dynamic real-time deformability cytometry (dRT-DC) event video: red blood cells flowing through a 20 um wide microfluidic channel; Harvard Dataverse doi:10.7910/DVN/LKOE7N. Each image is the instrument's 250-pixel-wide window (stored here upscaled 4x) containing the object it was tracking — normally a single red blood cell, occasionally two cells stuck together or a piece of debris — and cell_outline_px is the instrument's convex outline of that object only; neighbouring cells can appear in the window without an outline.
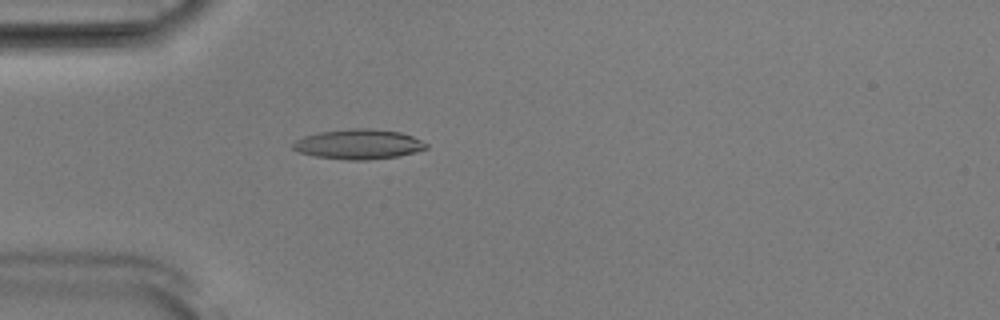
{"species": "Egyptian fruit bat (a non-hibernating species)", "species_latin": "Rousettus aegyptiacus", "temperature_condition": "room temperature", "stored_images_in_passage": 52, "camera_frame_rate_fps": 3000, "um_per_image_px": 0.085, "animal": {"sex": "male"}, "frame": {"image": 1, "passage_image": 15, "time_ms": 4.667, "image_size_px": [1000, 320], "cell_outline_px": [[428, 148], [400, 156], [368, 160], [348, 160], [316, 156], [300, 152], [292, 148], [292, 144], [296, 140], [304, 136], [320, 132], [352, 128], [372, 128], [400, 132], [412, 136], [428, 144]], "centroid_in_image_um": [30.5, 12.26], "position_along_channel_um": 54.5, "area_um2": 23.18}}
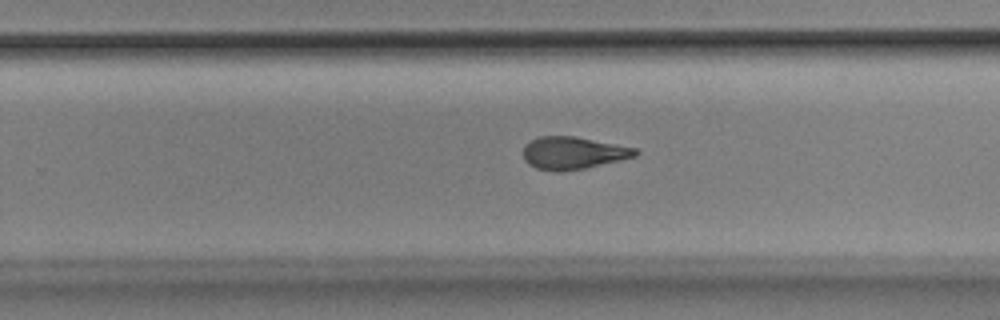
{"frame": {"image": 2, "passage_image": 33, "time_ms": 10.667, "image_size_px": [1000, 320], "cell_outline_px": [[640, 152], [636, 156], [620, 160], [584, 168], [560, 172], [556, 172], [536, 168], [528, 164], [524, 160], [524, 144], [540, 136], [576, 136], [636, 148]], "centroid_in_image_um": [48.7, 13.0], "position_along_channel_um": 281.1, "area_um2": 21.21}}
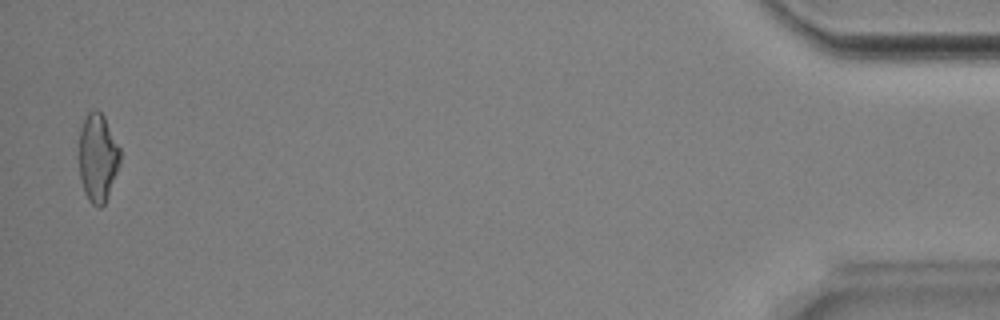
{"frame": {"image": 3, "passage_image": 51, "time_ms": 16.667, "image_size_px": [1000, 320], "cell_outline_px": [[120, 164], [108, 196], [104, 204], [100, 208], [92, 204], [88, 200], [84, 192], [80, 180], [80, 128], [88, 112], [96, 108], [104, 116], [120, 148]], "centroid_in_image_um": [8.32, 13.42], "position_along_channel_um": 426.9, "area_um2": 21.1}, "authors_computed_cell_mechanics": {"area_um2": 21.6172, "velocity_mm_per_s": 3.9038, "shape_relaxation_time_tau1_ms": 7.7655, "shape_relaxation_time_tau2_ms": 2.7404, "deformation_change_tau1": 0.2049, "deformation_change_tau2": 0.1183}}